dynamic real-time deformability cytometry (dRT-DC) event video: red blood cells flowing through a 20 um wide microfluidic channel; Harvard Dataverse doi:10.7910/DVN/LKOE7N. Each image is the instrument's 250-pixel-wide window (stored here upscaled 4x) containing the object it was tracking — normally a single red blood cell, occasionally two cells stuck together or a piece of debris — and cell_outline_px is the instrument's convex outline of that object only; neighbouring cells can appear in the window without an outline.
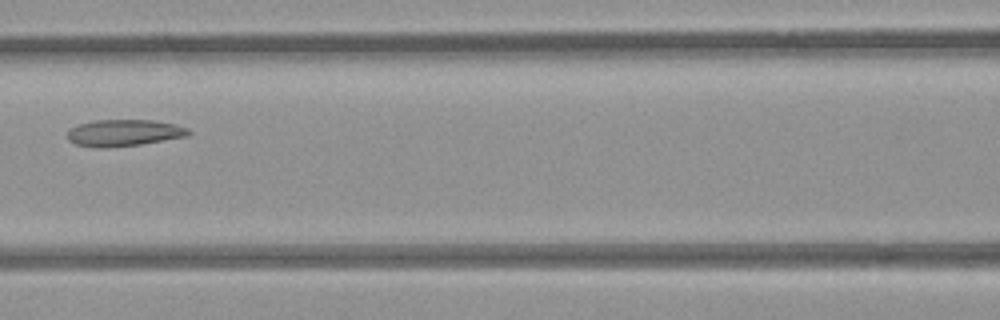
{"species": "common noctule bat (a hibernating species)", "species_latin": "Nyctalus noctula", "temperature_condition": "room temperature", "stored_images_in_passage": 4, "camera_frame_rate_fps": 3000, "um_per_image_px": 0.085, "animal": {"sex": "female", "body_mass_g": 21.9}, "frame": {"image": 1, "passage_image": 3, "time_ms": 0.667, "image_size_px": [1000, 320], "cell_outline_px": [[192, 132], [184, 136], [140, 144], [100, 148], [76, 144], [68, 140], [68, 128], [80, 124], [96, 120], [152, 120], [172, 124], [188, 128]], "centroid_in_image_um": [10.48, 11.28], "position_along_channel_um": 156.1, "area_um2": 18.44}}
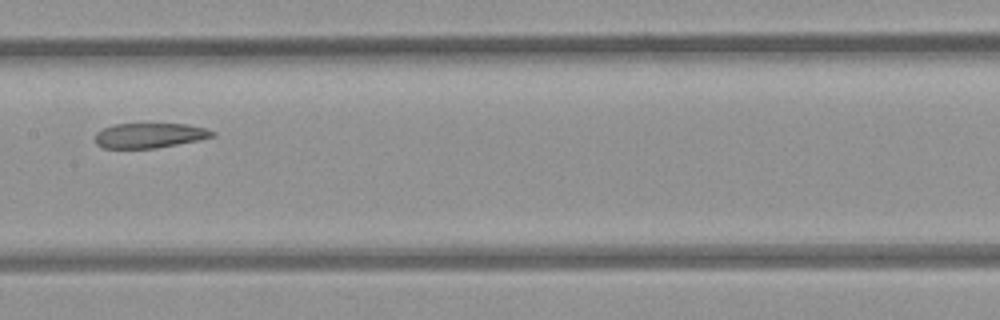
{"frame": {"image": 2, "passage_image": 4, "time_ms": 1.0, "image_size_px": [1000, 320], "cell_outline_px": [[216, 136], [156, 148], [104, 148], [96, 144], [96, 132], [104, 128], [116, 124], [188, 124], [208, 128], [216, 132]], "centroid_in_image_um": [12.75, 11.51], "position_along_channel_um": 194.7, "area_um2": 16.94}}